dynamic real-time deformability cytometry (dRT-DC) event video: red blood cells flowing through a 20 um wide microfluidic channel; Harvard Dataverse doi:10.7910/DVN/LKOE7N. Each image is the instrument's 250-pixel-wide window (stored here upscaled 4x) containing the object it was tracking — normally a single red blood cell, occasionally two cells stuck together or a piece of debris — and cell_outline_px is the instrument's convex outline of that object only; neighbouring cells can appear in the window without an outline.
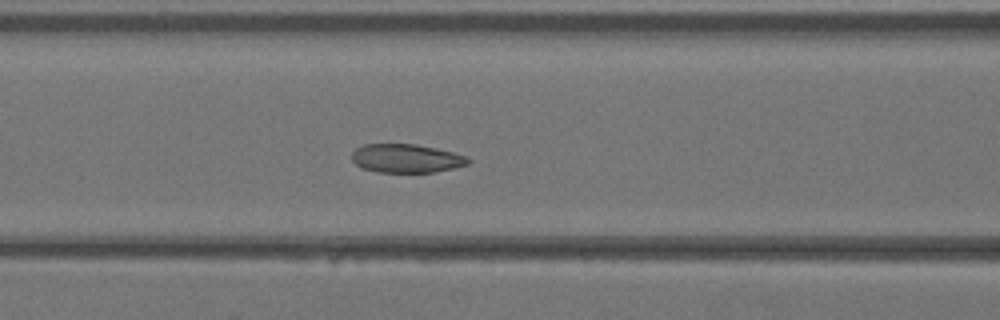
{"species": "Egyptian fruit bat (a non-hibernating species)", "species_latin": "Rousettus aegyptiacus", "temperature_condition": "warm", "stored_images_in_passage": 39, "camera_frame_rate_fps": 3000, "um_per_image_px": 0.085, "animal": {"sex": "female"}, "frame": {"image": 1, "passage_image": 15, "time_ms": 4.667, "image_size_px": [1000, 320], "cell_outline_px": [[472, 160], [468, 164], [452, 168], [432, 172], [376, 172], [360, 168], [352, 160], [352, 152], [356, 148], [364, 144], [416, 144], [436, 148], [468, 156]], "centroid_in_image_um": [34.52, 13.46], "position_along_channel_um": 132.1, "area_um2": 19.48}}
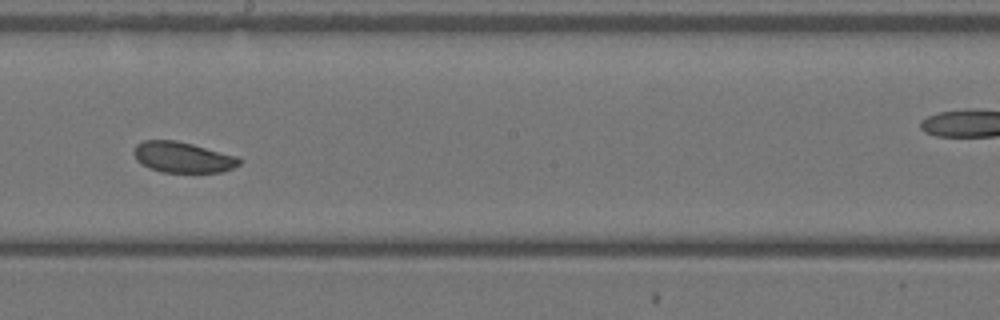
{"frame": {"image": 2, "passage_image": 21, "time_ms": 6.667, "image_size_px": [1000, 320], "cell_outline_px": [[240, 164], [224, 172], [164, 172], [148, 168], [140, 164], [136, 160], [132, 152], [132, 148], [136, 144], [144, 140], [176, 140], [192, 144], [236, 156], [240, 160]], "centroid_in_image_um": [15.46, 13.36], "position_along_channel_um": 232.7, "area_um2": 18.96}}
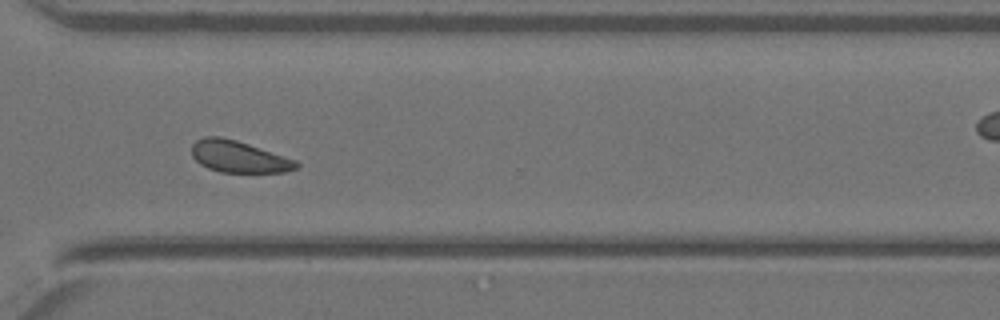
{"frame": {"image": 3, "passage_image": 28, "time_ms": 9.0, "image_size_px": [1000, 320], "cell_outline_px": [[300, 164], [296, 168], [284, 172], [220, 172], [208, 168], [200, 164], [192, 156], [192, 144], [196, 140], [204, 136], [220, 136], [236, 140], [296, 160]], "centroid_in_image_um": [20.26, 13.31], "position_along_channel_um": 350.3, "area_um2": 19.19}}